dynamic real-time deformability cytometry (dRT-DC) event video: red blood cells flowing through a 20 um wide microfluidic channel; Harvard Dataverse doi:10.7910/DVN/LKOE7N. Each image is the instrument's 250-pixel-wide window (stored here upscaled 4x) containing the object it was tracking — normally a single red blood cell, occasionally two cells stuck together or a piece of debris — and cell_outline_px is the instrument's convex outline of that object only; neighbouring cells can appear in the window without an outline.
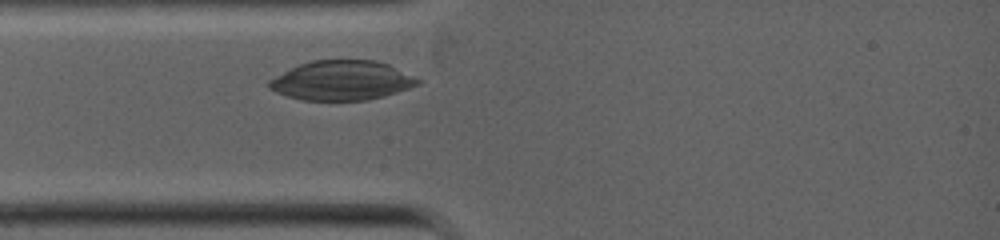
{"species": "common noctule bat (a hibernating species)", "species_latin": "Nyctalus noctula", "temperature_condition": "warm", "stored_images_in_passage": 3, "camera_frame_rate_fps": 5000, "um_per_image_px": 0.085, "animal": {"sex": "female", "body_mass_g": 19.0, "forearm_length_mm": 53.3}, "frame": {"image": 1, "passage_image": 3, "time_ms": 1.0, "image_size_px": [1000, 240], "cell_outline_px": [[424, 80], [420, 84], [384, 96], [368, 100], [300, 100], [276, 92], [268, 88], [268, 80], [300, 64], [312, 60], [376, 60], [388, 64]], "centroid_in_image_um": [29.08, 6.84], "position_along_channel_um": 55.9, "area_um2": 34.22}}